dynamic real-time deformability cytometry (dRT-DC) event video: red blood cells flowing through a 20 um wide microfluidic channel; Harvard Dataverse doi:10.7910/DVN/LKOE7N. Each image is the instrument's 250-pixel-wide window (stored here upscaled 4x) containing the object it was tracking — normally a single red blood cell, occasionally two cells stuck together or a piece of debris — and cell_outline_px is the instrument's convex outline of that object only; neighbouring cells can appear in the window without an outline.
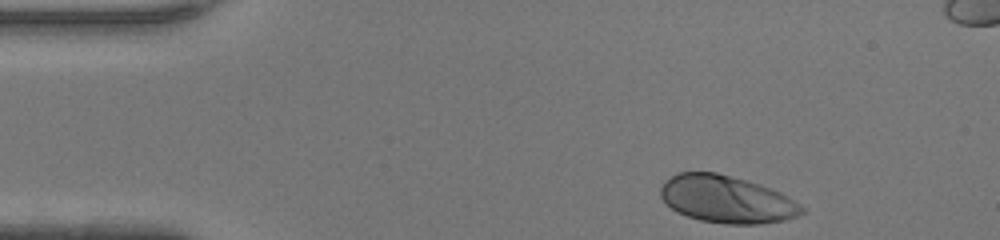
{"species": "human", "species_latin": "Homo sapiens", "temperature_condition": "warm", "stored_images_in_passage": 33, "camera_frame_rate_fps": 3000, "um_per_image_px": 0.085, "donor": {"sex": "female"}, "frame": {"image": 1, "passage_image": 1, "time_ms": 0.0, "image_size_px": [1000, 240], "cell_outline_px": [[804, 212], [796, 216], [780, 220], [756, 224], [732, 224], [700, 220], [688, 216], [672, 208], [660, 196], [660, 188], [672, 176], [680, 172], [716, 172], [744, 180], [768, 188], [784, 196], [804, 208]], "centroid_in_image_um": [61.71, 16.94], "position_along_channel_um": 23.3, "area_um2": 37.69}}
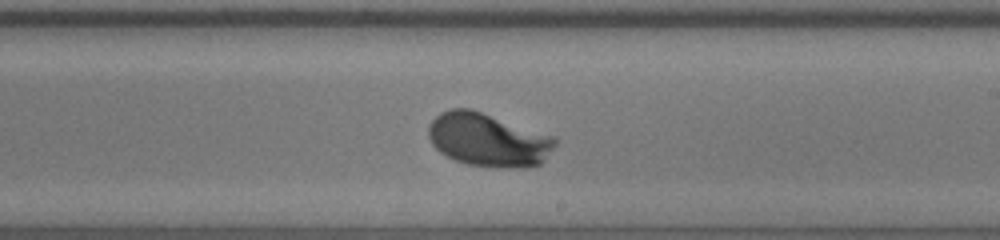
{"frame": {"image": 2, "passage_image": 22, "time_ms": 7.0, "image_size_px": [1000, 240], "cell_outline_px": [[556, 144], [540, 164], [468, 164], [456, 160], [440, 152], [432, 144], [428, 136], [428, 128], [432, 120], [440, 112], [452, 108], [468, 108], [480, 112], [548, 136], [556, 140]], "centroid_in_image_um": [41.35, 11.83], "position_along_channel_um": 247.6, "area_um2": 37.05}}
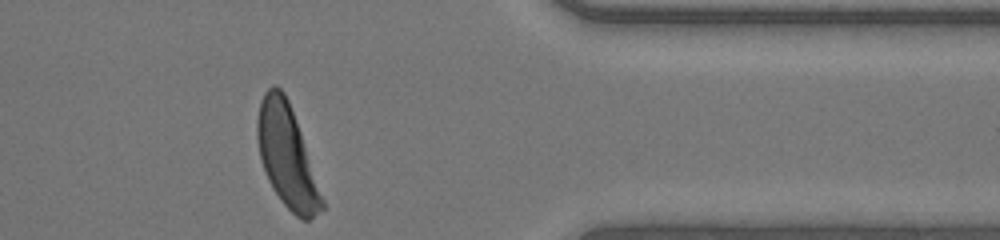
{"frame": {"image": 3, "passage_image": 33, "time_ms": 10.667, "image_size_px": [1000, 240], "cell_outline_px": [[324, 208], [308, 220], [304, 220], [296, 216], [284, 204], [268, 180], [260, 156], [256, 136], [256, 120], [260, 104], [264, 92], [272, 84], [280, 88], [284, 92], [288, 100], [324, 200]], "centroid_in_image_um": [24.36, 13.25], "position_along_channel_um": 387.0, "area_um2": 37.51}, "authors_computed_cell_mechanics": {"area_um2": 36.9342, "velocity_mm_per_s": 4.3239, "shape_relaxation_time_tau1_ms": 1.5805, "shape_relaxation_time_tau2_ms": null, "deformation_change_tau1": 0.1754, "deformation_change_tau2": null}}